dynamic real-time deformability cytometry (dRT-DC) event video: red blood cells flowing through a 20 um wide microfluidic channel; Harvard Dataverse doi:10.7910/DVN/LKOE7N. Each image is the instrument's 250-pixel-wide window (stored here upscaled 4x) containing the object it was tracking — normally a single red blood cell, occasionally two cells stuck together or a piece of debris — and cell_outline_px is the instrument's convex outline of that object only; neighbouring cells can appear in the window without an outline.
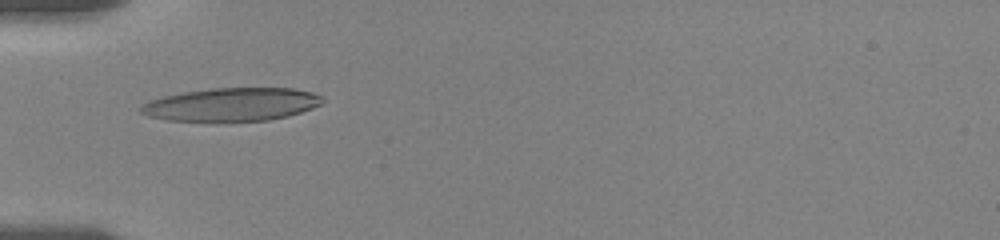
{"species": "human", "species_latin": "Homo sapiens", "temperature_condition": "room temperature", "stored_images_in_passage": 2, "camera_frame_rate_fps": 3000, "um_per_image_px": 0.085, "donor": {"sex": "female"}, "frame": {"image": 1, "passage_image": 1, "time_ms": 0.0, "image_size_px": [1000, 240], "cell_outline_px": [[324, 100], [320, 104], [312, 108], [288, 116], [268, 120], [216, 124], [168, 120], [148, 116], [140, 112], [140, 108], [148, 100], [164, 96], [184, 92], [212, 88], [292, 88], [312, 92], [324, 96]], "centroid_in_image_um": [19.66, 8.92], "position_along_channel_um": 65.3, "area_um2": 36.18}}